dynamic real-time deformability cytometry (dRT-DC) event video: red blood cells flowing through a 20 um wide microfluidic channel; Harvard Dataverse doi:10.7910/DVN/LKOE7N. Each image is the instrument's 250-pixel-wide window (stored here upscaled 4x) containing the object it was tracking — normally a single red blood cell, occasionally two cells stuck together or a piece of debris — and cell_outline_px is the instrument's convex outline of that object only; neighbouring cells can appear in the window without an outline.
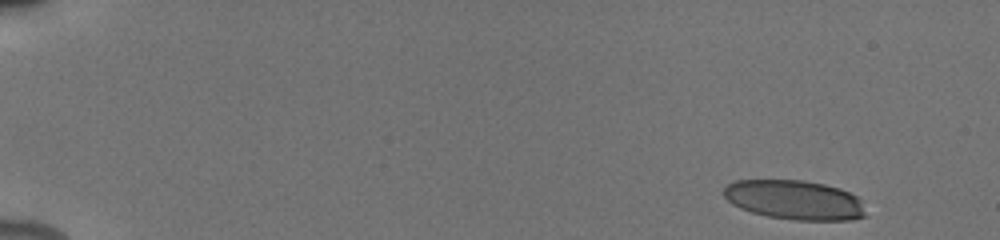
{"species": "human", "species_latin": "Homo sapiens", "temperature_condition": "cold", "stored_images_in_passage": 21, "camera_frame_rate_fps": 3000, "um_per_image_px": 0.085, "donor": {"sex": "male"}, "frame": {"image": 1, "passage_image": 1, "time_ms": 0.0, "image_size_px": [1000, 240], "cell_outline_px": [[868, 216], [852, 220], [796, 220], [768, 216], [752, 212], [740, 208], [732, 204], [724, 196], [724, 188], [728, 184], [736, 180], [804, 180], [824, 184], [840, 188], [856, 196], [860, 200]], "centroid_in_image_um": [67.56, 16.99], "position_along_channel_um": 17.4, "area_um2": 32.66}}
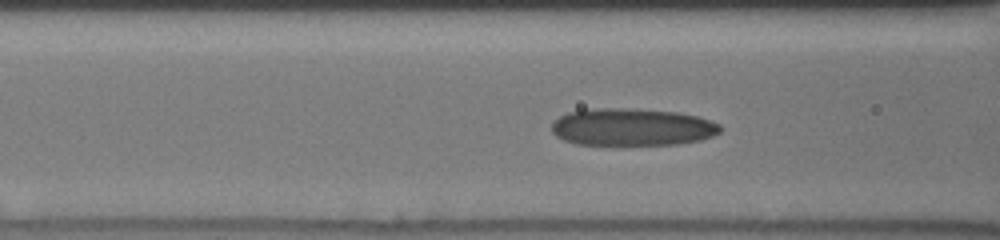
{"frame": {"image": 2, "passage_image": 15, "time_ms": 6.333, "image_size_px": [1000, 240], "cell_outline_px": [[724, 128], [720, 132], [712, 136], [700, 140], [676, 144], [576, 144], [564, 140], [556, 136], [552, 132], [552, 124], [560, 116], [568, 112], [584, 108], [628, 108], [676, 112], [696, 116], [720, 124]], "centroid_in_image_um": [53.71, 10.79], "position_along_channel_um": 112.9, "area_um2": 36.65}}
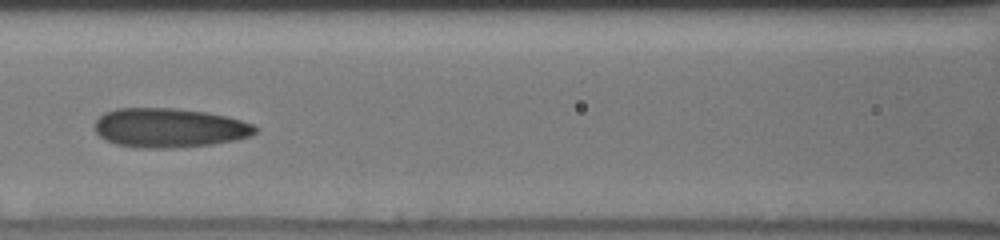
{"frame": {"image": 3, "passage_image": 17, "time_ms": 7.333, "image_size_px": [1000, 240], "cell_outline_px": [[256, 132], [248, 136], [236, 140], [212, 144], [172, 148], [140, 148], [116, 144], [100, 136], [92, 128], [96, 120], [104, 112], [116, 108], [172, 108], [204, 112], [224, 116], [240, 120], [252, 124], [256, 128]], "centroid_in_image_um": [14.33, 10.87], "position_along_channel_um": 152.3, "area_um2": 36.59}}